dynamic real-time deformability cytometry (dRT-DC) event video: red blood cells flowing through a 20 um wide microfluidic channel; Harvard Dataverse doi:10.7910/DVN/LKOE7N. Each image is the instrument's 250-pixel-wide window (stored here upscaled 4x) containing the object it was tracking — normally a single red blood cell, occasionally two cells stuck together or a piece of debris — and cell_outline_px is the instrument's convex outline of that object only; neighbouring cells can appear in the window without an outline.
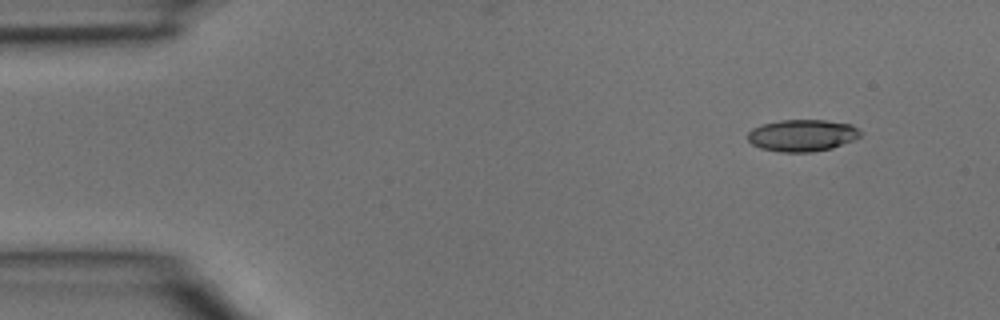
{"species": "common noctule bat (a hibernating species)", "species_latin": "Nyctalus noctula", "temperature_condition": "room temperature", "stored_images_in_passage": 4, "camera_frame_rate_fps": 3000, "um_per_image_px": 0.085, "animal": {"sex": "male", "body_mass_g": 15.6}, "frame": {"image": 1, "passage_image": 1, "time_ms": 0.0, "image_size_px": [1000, 320], "cell_outline_px": [[860, 136], [852, 140], [832, 148], [812, 152], [780, 152], [760, 148], [752, 144], [748, 140], [748, 132], [752, 128], [760, 124], [780, 120], [824, 120], [852, 124], [860, 132]], "centroid_in_image_um": [68.15, 11.5], "position_along_channel_um": 16.9, "area_um2": 20.92}}
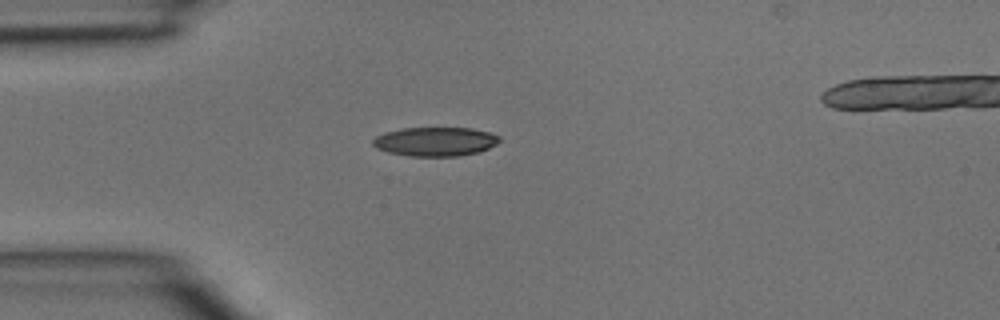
{"frame": {"image": 2, "passage_image": 3, "time_ms": 0.667, "image_size_px": [1000, 320], "cell_outline_px": [[500, 140], [496, 144], [480, 152], [460, 156], [408, 156], [388, 152], [376, 148], [372, 144], [372, 140], [376, 136], [384, 132], [400, 128], [472, 128], [492, 132], [500, 136]], "centroid_in_image_um": [37.01, 12.03], "position_along_channel_um": 48.0, "area_um2": 21.68}}